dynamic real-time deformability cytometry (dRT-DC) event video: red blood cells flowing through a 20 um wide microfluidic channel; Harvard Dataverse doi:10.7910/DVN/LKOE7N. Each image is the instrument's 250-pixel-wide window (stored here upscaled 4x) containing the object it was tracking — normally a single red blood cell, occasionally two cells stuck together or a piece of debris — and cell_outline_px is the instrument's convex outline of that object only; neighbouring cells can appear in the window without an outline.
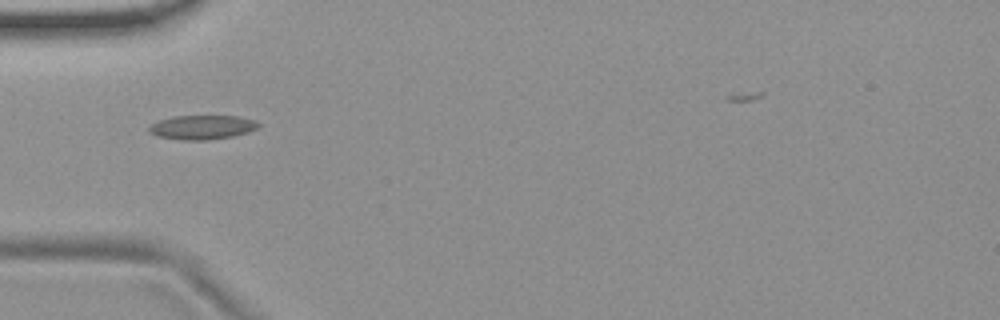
{"species": "common noctule bat (a hibernating species)", "species_latin": "Nyctalus noctula", "temperature_condition": "room temperature", "stored_images_in_passage": 6, "camera_frame_rate_fps": 3000, "um_per_image_px": 0.085, "animal": {"sex": "female", "body_mass_g": 19.9}, "frame": {"image": 1, "passage_image": 6, "time_ms": 5.667, "image_size_px": [1000, 320], "cell_outline_px": [[260, 124], [256, 128], [248, 132], [232, 136], [208, 140], [180, 140], [156, 136], [148, 132], [148, 124], [172, 116], [240, 116], [256, 120]], "centroid_in_image_um": [17.14, 10.81], "position_along_channel_um": 67.9, "area_um2": 15.61}}